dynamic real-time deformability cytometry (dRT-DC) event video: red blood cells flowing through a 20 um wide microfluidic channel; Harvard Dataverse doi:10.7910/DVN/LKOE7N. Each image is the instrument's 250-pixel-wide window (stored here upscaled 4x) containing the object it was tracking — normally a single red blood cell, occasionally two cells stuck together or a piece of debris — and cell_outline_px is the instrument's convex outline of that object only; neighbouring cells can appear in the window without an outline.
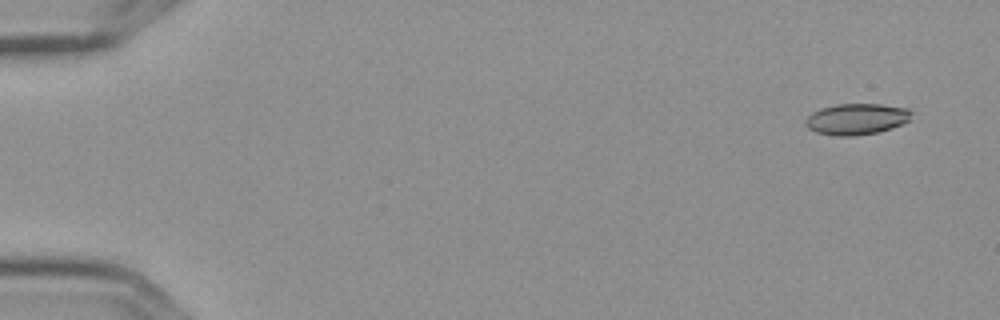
{"species": "Egyptian fruit bat (a non-hibernating species)", "species_latin": "Rousettus aegyptiacus", "temperature_condition": "cold", "stored_images_in_passage": 5, "camera_frame_rate_fps": 3000, "um_per_image_px": 0.085, "frame": {"image": 1, "passage_image": 2, "time_ms": 0.333, "image_size_px": [1000, 320], "cell_outline_px": [[912, 120], [904, 124], [892, 128], [876, 132], [856, 136], [836, 136], [816, 132], [808, 128], [804, 124], [804, 120], [812, 112], [820, 108], [836, 104], [880, 104], [908, 108], [912, 112]], "centroid_in_image_um": [72.82, 10.12], "position_along_channel_um": 12.2, "area_um2": 19.54}}
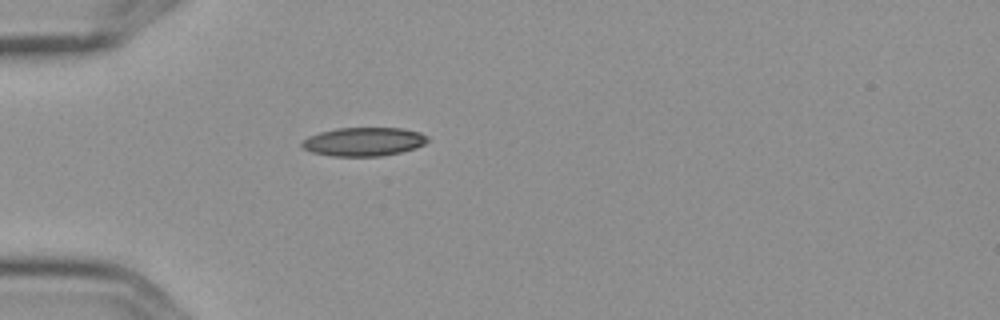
{"frame": {"image": 2, "passage_image": 5, "time_ms": 1.333, "image_size_px": [1000, 320], "cell_outline_px": [[428, 140], [424, 144], [416, 148], [400, 152], [380, 156], [332, 156], [312, 152], [304, 148], [300, 144], [308, 136], [320, 132], [336, 128], [404, 128], [420, 132], [428, 136]], "centroid_in_image_um": [30.93, 12.04], "position_along_channel_um": 54.1, "area_um2": 20.98}}